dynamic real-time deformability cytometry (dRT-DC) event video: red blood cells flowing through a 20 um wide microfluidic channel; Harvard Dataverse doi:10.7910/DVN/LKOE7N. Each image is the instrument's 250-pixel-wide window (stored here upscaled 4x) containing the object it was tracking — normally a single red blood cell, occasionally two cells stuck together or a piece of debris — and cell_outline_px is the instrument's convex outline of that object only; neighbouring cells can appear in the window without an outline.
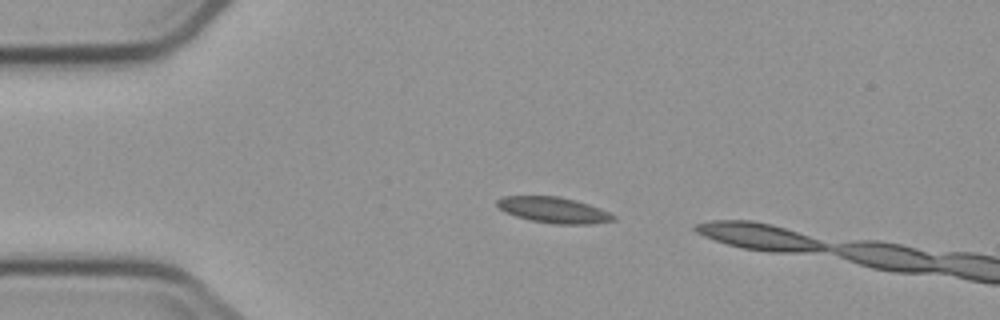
{"species": "common noctule bat (a hibernating species)", "species_latin": "Nyctalus noctula", "temperature_condition": "cold", "stored_images_in_passage": 2, "camera_frame_rate_fps": 3000, "um_per_image_px": 0.085, "animal": {"sex": "male", "body_mass_g": 23.1, "forearm_length_mm": 52.7}, "frame": {"image": 1, "passage_image": 1, "time_ms": 0.0, "image_size_px": [1000, 320], "cell_outline_px": [[616, 220], [592, 224], [552, 224], [528, 220], [504, 212], [496, 204], [496, 200], [504, 196], [556, 196], [576, 200], [600, 208], [616, 216]], "centroid_in_image_um": [47.05, 17.86], "position_along_channel_um": 37.9, "area_um2": 17.63}}